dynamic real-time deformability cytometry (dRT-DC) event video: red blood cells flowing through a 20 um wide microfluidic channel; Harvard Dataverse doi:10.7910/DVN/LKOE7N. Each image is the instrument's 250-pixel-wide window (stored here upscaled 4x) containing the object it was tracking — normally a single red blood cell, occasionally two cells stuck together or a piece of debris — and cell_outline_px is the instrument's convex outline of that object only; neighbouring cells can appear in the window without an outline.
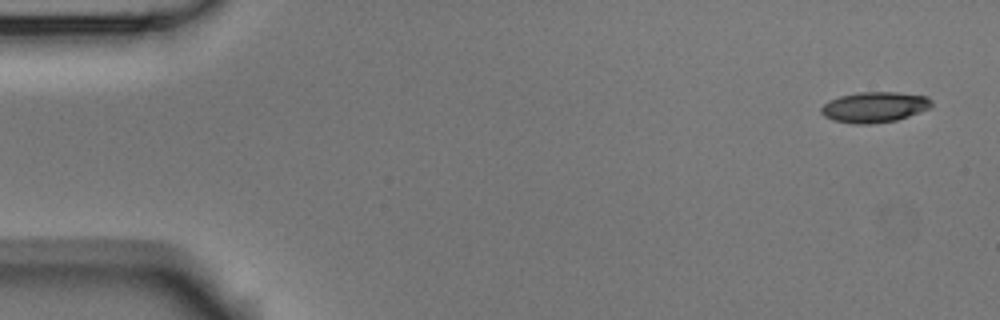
{"species": "Egyptian fruit bat (a non-hibernating species)", "species_latin": "Rousettus aegyptiacus", "temperature_condition": "room temperature", "stored_images_in_passage": 4, "camera_frame_rate_fps": 3000, "um_per_image_px": 0.085, "animal": {"sex": "male"}, "frame": {"image": 1, "passage_image": 1, "time_ms": 0.0, "image_size_px": [1000, 320], "cell_outline_px": [[932, 108], [896, 120], [872, 124], [852, 124], [832, 120], [824, 116], [820, 112], [820, 108], [828, 100], [840, 96], [860, 92], [896, 92], [928, 96], [932, 100]], "centroid_in_image_um": [74.33, 9.11], "position_along_channel_um": 10.7, "area_um2": 19.88}}
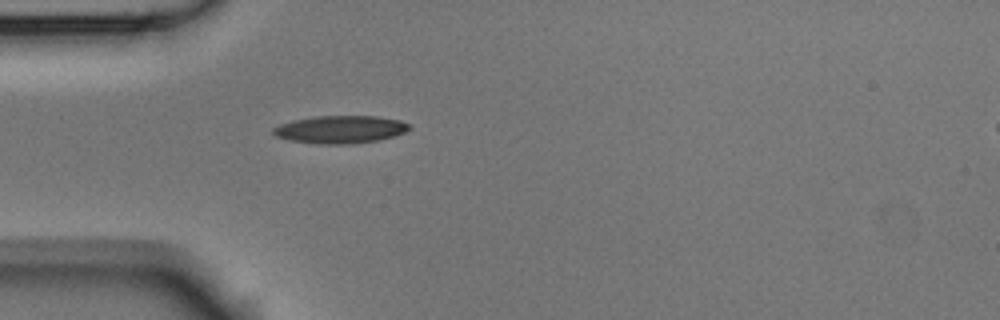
{"frame": {"image": 2, "passage_image": 4, "time_ms": 1.0, "image_size_px": [1000, 320], "cell_outline_px": [[412, 128], [404, 132], [380, 140], [348, 144], [316, 144], [288, 140], [276, 136], [272, 132], [272, 128], [280, 124], [292, 120], [316, 116], [376, 116], [400, 120], [408, 124]], "centroid_in_image_um": [28.89, 11.0], "position_along_channel_um": 56.1, "area_um2": 22.02}}